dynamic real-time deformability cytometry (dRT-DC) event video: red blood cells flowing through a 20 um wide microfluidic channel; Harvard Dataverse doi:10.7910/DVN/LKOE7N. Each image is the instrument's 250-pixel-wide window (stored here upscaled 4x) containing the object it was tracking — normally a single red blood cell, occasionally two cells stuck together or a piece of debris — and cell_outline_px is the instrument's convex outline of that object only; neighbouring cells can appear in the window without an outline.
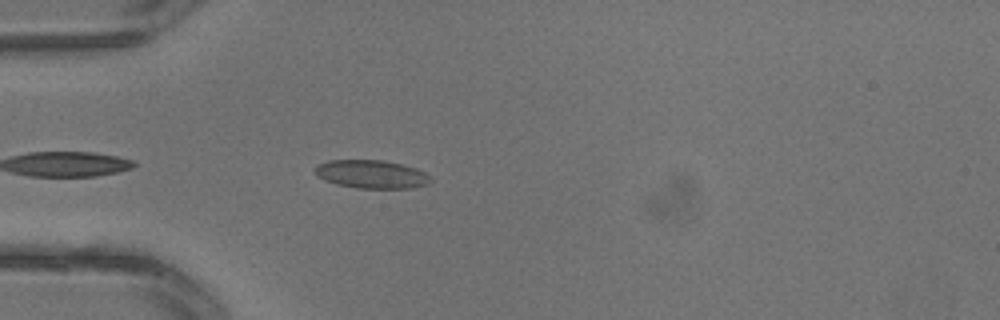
{"species": "common noctule bat (a hibernating species)", "species_latin": "Nyctalus noctula", "temperature_condition": "warm", "stored_images_in_passage": 3, "camera_frame_rate_fps": 3000, "um_per_image_px": 0.085, "animal": {"sex": "male", "body_mass_g": 13.3}, "frame": {"image": 1, "passage_image": 3, "time_ms": 0.667, "image_size_px": [1000, 320], "cell_outline_px": [[432, 180], [428, 184], [412, 188], [356, 188], [336, 184], [324, 180], [316, 176], [312, 168], [316, 164], [328, 160], [380, 160], [400, 164], [416, 168], [424, 172]], "centroid_in_image_um": [31.5, 14.81], "position_along_channel_um": 53.5, "area_um2": 19.19}}